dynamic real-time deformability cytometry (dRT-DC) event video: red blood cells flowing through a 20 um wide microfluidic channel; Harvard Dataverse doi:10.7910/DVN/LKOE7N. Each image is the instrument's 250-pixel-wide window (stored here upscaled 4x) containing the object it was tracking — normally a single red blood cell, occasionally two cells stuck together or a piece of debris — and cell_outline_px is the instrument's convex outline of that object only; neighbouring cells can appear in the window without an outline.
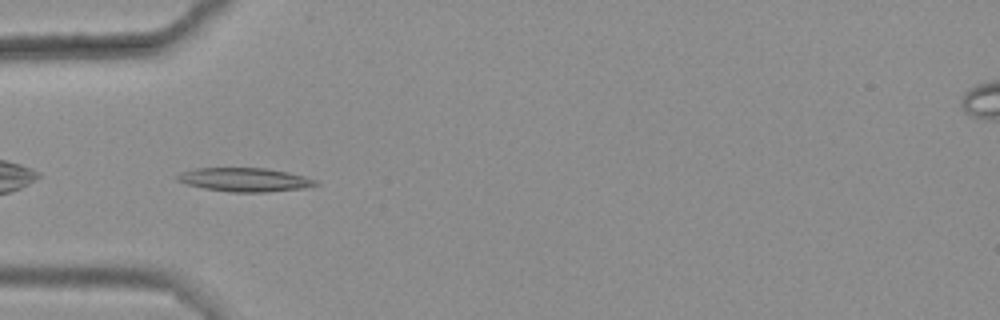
{"species": "common noctule bat (a hibernating species)", "species_latin": "Nyctalus noctula", "temperature_condition": "warm", "stored_images_in_passage": 7, "camera_frame_rate_fps": 3000, "um_per_image_px": 0.085, "animal": {"sex": "female", "body_mass_g": 25.1}, "frame": {"image": 1, "passage_image": 4, "time_ms": 1.0, "image_size_px": [1000, 320], "cell_outline_px": [[320, 184], [304, 188], [268, 192], [232, 192], [204, 188], [188, 184], [176, 180], [176, 176], [184, 172], [196, 168], [268, 168], [288, 172], [304, 176], [316, 180]], "centroid_in_image_um": [20.85, 15.27], "position_along_channel_um": 64.2, "area_um2": 19.02}}
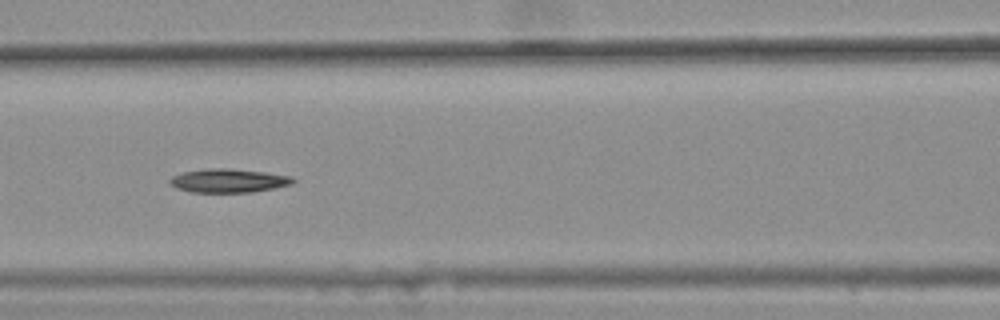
{"frame": {"image": 2, "passage_image": 6, "time_ms": 1.667, "image_size_px": [1000, 320], "cell_outline_px": [[296, 180], [292, 184], [252, 192], [192, 192], [176, 188], [168, 184], [168, 180], [172, 176], [184, 172], [208, 168], [228, 168], [264, 172], [292, 176]], "centroid_in_image_um": [19.39, 15.35], "position_along_channel_um": 147.2, "area_um2": 16.99}}
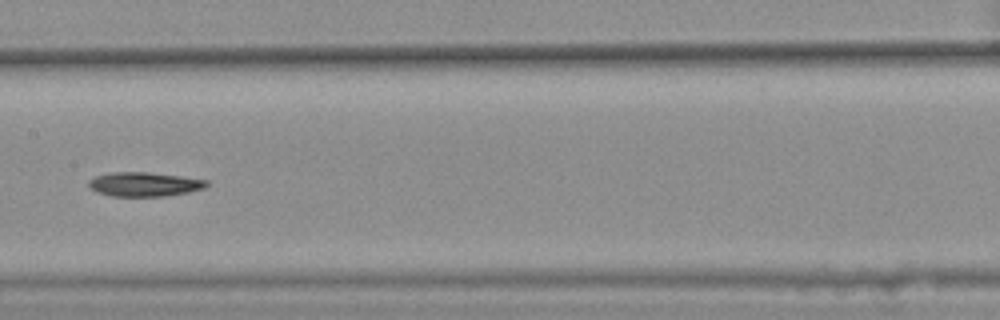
{"frame": {"image": 3, "passage_image": 7, "time_ms": 2.0, "image_size_px": [1000, 320], "cell_outline_px": [[208, 184], [204, 188], [188, 192], [164, 196], [112, 196], [96, 192], [88, 188], [88, 180], [96, 176], [112, 172], [148, 172], [184, 176], [208, 180]], "centroid_in_image_um": [12.25, 15.65], "position_along_channel_um": 195.1, "area_um2": 16.76}}